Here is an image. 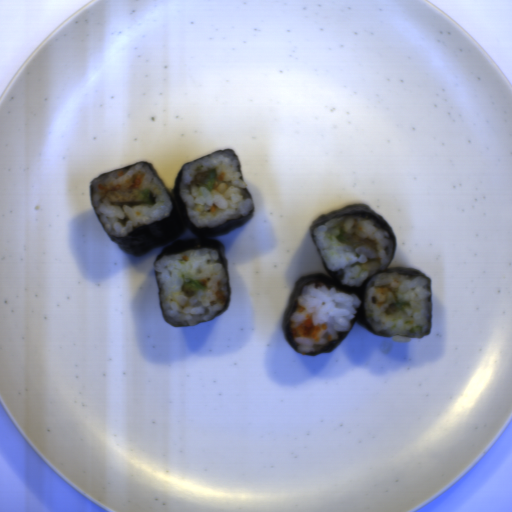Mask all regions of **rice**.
Masks as SVG:
<instances>
[{"mask_svg": "<svg viewBox=\"0 0 512 512\" xmlns=\"http://www.w3.org/2000/svg\"><path fill=\"white\" fill-rule=\"evenodd\" d=\"M339 227L345 228L349 244L335 240ZM312 234L326 267L341 272L343 285L360 287L366 278L385 271L393 257L389 232L358 216L333 217L314 228ZM357 261L361 266L352 268Z\"/></svg>", "mask_w": 512, "mask_h": 512, "instance_id": "8eca5e8b", "label": "rice"}, {"mask_svg": "<svg viewBox=\"0 0 512 512\" xmlns=\"http://www.w3.org/2000/svg\"><path fill=\"white\" fill-rule=\"evenodd\" d=\"M240 162L232 151L216 152L183 166L178 191L186 205V214L196 228H215L228 220L247 217L255 208L246 184L239 171ZM215 168L217 178L210 192L197 182L205 172ZM217 207L213 213L211 206Z\"/></svg>", "mask_w": 512, "mask_h": 512, "instance_id": "023b6e5f", "label": "rice"}, {"mask_svg": "<svg viewBox=\"0 0 512 512\" xmlns=\"http://www.w3.org/2000/svg\"><path fill=\"white\" fill-rule=\"evenodd\" d=\"M297 303L304 307L303 312L297 309L290 315L293 328L306 322L307 316H311L314 326L326 325L321 331L320 340L314 341L310 338L293 337L297 345V351L301 354H312L321 351L331 341L337 340L338 333L351 331V322L357 315V310L362 301L355 294H347L336 287L328 289L326 285L316 287L312 282L301 288Z\"/></svg>", "mask_w": 512, "mask_h": 512, "instance_id": "e3fd555f", "label": "rice"}, {"mask_svg": "<svg viewBox=\"0 0 512 512\" xmlns=\"http://www.w3.org/2000/svg\"><path fill=\"white\" fill-rule=\"evenodd\" d=\"M429 278L418 276L410 279L398 272L378 273L368 282L364 310L365 317L375 332L390 336L392 342L405 343L422 339L430 332L432 292ZM403 299L411 308L390 316L385 310L390 303ZM421 325L422 330L410 333V328Z\"/></svg>", "mask_w": 512, "mask_h": 512, "instance_id": "acb35da6", "label": "rice"}, {"mask_svg": "<svg viewBox=\"0 0 512 512\" xmlns=\"http://www.w3.org/2000/svg\"><path fill=\"white\" fill-rule=\"evenodd\" d=\"M183 256H188L184 261ZM218 249L195 248L173 255H165L153 263L156 274L162 314L171 325L192 327L213 320L225 304L216 292L228 299L226 270L219 261ZM200 282L207 279L206 290H199L193 297H186L181 287L187 278Z\"/></svg>", "mask_w": 512, "mask_h": 512, "instance_id": "652b925c", "label": "rice"}, {"mask_svg": "<svg viewBox=\"0 0 512 512\" xmlns=\"http://www.w3.org/2000/svg\"><path fill=\"white\" fill-rule=\"evenodd\" d=\"M123 171L125 175L118 177L117 173ZM143 174L139 189L148 188L152 191L156 204L154 206H116L111 205L106 194L116 185L120 190H128L135 176ZM98 184L104 185L107 190H100ZM91 201L96 215L104 230L115 237H126L140 226L150 225L170 217L174 203L161 181L156 177L146 163H139L129 169H120L112 173L96 177L90 186Z\"/></svg>", "mask_w": 512, "mask_h": 512, "instance_id": "b023fe2a", "label": "rice"}]
</instances>
